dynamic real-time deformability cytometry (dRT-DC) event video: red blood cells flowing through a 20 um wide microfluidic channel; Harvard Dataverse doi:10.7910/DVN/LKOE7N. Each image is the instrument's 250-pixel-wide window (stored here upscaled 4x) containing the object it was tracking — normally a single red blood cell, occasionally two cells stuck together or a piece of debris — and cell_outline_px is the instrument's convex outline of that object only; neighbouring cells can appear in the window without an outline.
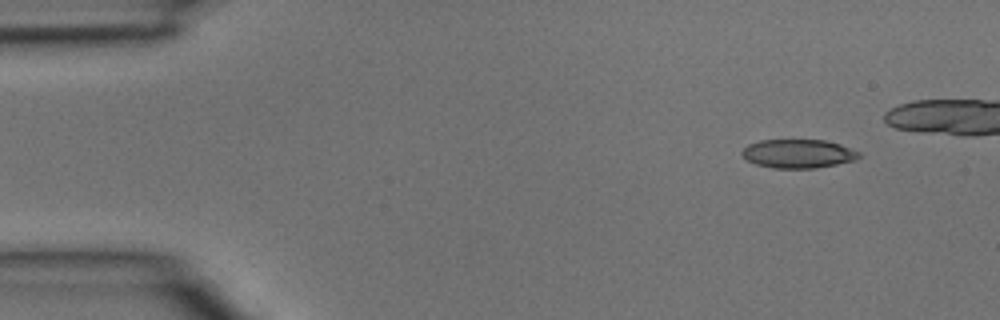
{"species": "common noctule bat (a hibernating species)", "species_latin": "Nyctalus noctula", "temperature_condition": "room temperature", "stored_images_in_passage": 4, "camera_frame_rate_fps": 3000, "um_per_image_px": 0.085, "animal": {"sex": "male", "body_mass_g": 15.6}, "frame": {"image": 1, "passage_image": 1, "time_ms": 0.0, "image_size_px": [1000, 320], "cell_outline_px": [[860, 156], [856, 160], [816, 168], [772, 168], [756, 164], [748, 160], [740, 152], [748, 144], [760, 140], [824, 140], [840, 144], [860, 152]], "centroid_in_image_um": [67.85, 13.06], "position_along_channel_um": 17.1, "area_um2": 19.54}}